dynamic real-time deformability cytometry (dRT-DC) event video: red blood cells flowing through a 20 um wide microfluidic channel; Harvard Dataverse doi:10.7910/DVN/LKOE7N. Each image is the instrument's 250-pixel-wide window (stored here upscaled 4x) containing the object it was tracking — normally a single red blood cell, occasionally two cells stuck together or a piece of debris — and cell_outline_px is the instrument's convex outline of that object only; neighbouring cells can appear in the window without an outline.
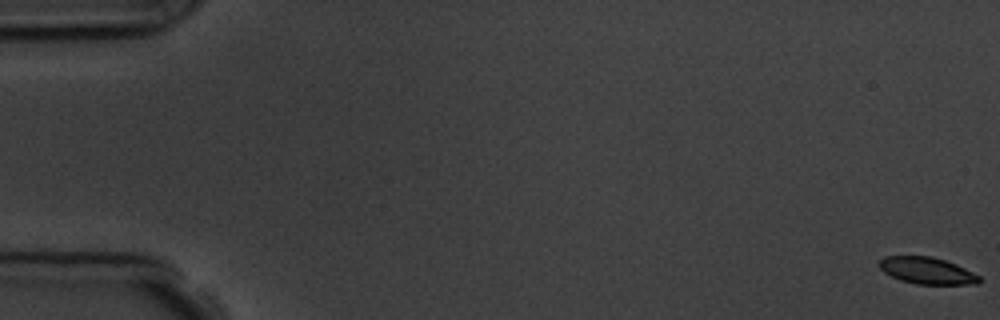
{"species": "common noctule bat (a hibernating species)", "species_latin": "Nyctalus noctula", "temperature_condition": "room temperature", "stored_images_in_passage": 6, "camera_frame_rate_fps": 3000, "um_per_image_px": 0.085, "animal": {"sex": "male", "body_mass_g": 19.5, "forearm_length_mm": 54.6}, "frame": {"image": 1, "passage_image": 1, "time_ms": 0.0, "image_size_px": [1000, 320], "cell_outline_px": [[980, 284], [916, 284], [900, 280], [884, 272], [880, 268], [880, 260], [884, 256], [928, 256], [944, 260], [956, 264], [980, 276]], "centroid_in_image_um": [78.8, 23.01], "position_along_channel_um": 6.2, "area_um2": 15.43}}